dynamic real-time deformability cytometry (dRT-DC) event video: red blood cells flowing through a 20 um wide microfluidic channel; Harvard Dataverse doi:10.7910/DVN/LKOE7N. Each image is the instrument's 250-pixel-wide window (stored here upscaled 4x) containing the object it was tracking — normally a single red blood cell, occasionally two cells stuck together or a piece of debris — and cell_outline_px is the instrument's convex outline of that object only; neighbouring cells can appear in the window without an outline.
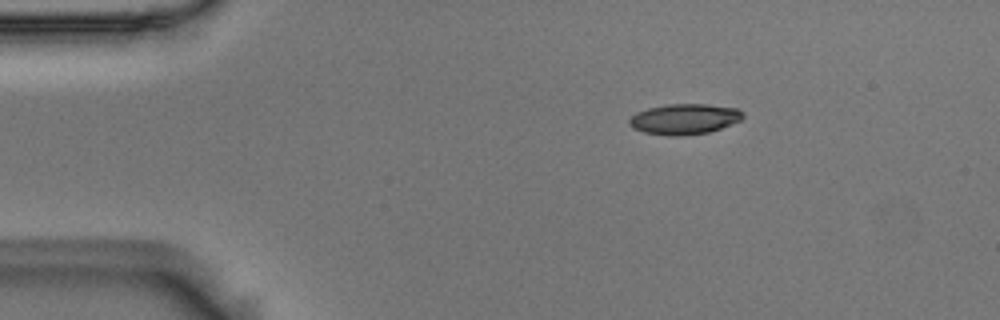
{"species": "Egyptian fruit bat (a non-hibernating species)", "species_latin": "Rousettus aegyptiacus", "temperature_condition": "room temperature", "stored_images_in_passage": 4, "camera_frame_rate_fps": 3000, "um_per_image_px": 0.085, "animal": {"sex": "male"}, "frame": {"image": 1, "passage_image": 1, "time_ms": 0.0, "image_size_px": [1000, 320], "cell_outline_px": [[744, 116], [740, 120], [720, 128], [708, 132], [680, 136], [668, 136], [644, 132], [632, 128], [628, 124], [628, 120], [636, 112], [648, 108], [668, 104], [708, 104], [736, 108], [744, 112]], "centroid_in_image_um": [58.14, 10.12], "position_along_channel_um": 26.9, "area_um2": 20.23}}